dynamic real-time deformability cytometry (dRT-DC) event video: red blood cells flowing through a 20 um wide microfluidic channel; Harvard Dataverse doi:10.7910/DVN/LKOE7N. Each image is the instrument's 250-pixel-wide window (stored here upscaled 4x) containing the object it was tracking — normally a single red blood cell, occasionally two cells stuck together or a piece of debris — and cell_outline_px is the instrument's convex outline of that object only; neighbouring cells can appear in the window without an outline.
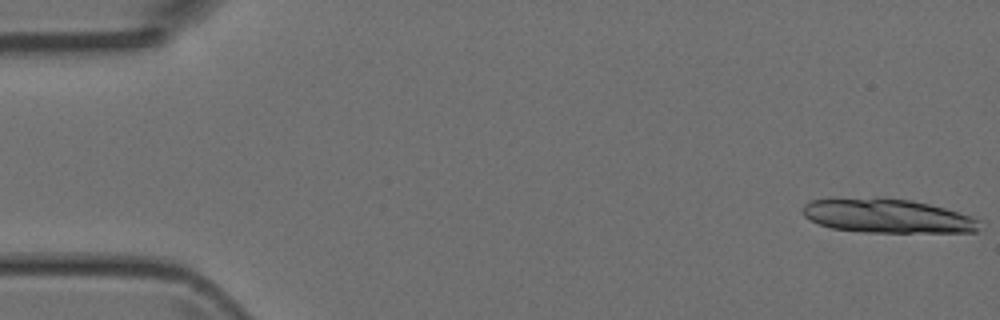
{"species": "Egyptian fruit bat (a non-hibernating species)", "species_latin": "Rousettus aegyptiacus", "temperature_condition": "room temperature", "stored_images_in_passage": 14, "camera_frame_rate_fps": 3000, "um_per_image_px": 0.085, "animal": {"sex": "female"}, "frame": {"image": 1, "passage_image": 1, "time_ms": 0.0, "image_size_px": [1000, 320], "cell_outline_px": [[976, 232], [864, 232], [832, 228], [820, 224], [804, 216], [804, 204], [812, 200], [828, 196], [876, 196], [908, 200], [928, 204], [944, 208], [968, 216], [976, 220]], "centroid_in_image_um": [75.26, 18.31], "position_along_channel_um": 9.7, "area_um2": 35.26}}